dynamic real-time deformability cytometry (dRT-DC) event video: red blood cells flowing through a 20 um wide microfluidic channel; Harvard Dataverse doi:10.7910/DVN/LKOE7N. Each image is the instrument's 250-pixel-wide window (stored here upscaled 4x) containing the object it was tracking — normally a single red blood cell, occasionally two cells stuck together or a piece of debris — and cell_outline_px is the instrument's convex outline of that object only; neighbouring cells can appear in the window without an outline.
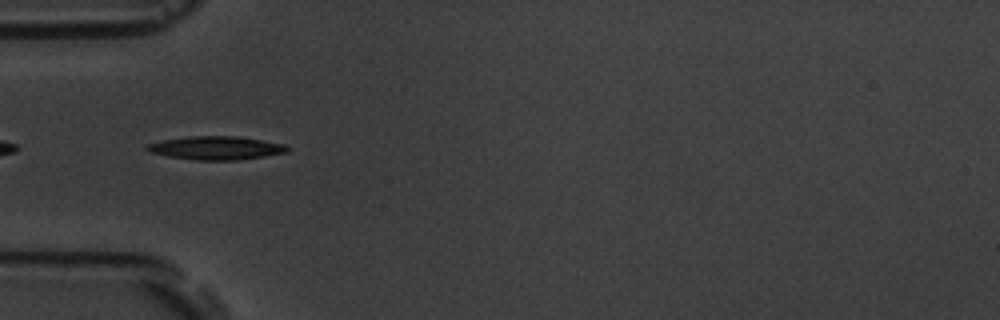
{"species": "common noctule bat (a hibernating species)", "species_latin": "Nyctalus noctula", "temperature_condition": "room temperature", "stored_images_in_passage": 4, "camera_frame_rate_fps": 3000, "um_per_image_px": 0.085, "animal": {"sex": "male", "body_mass_g": 19.5, "forearm_length_mm": 54.6}, "frame": {"image": 1, "passage_image": 3, "time_ms": 2.333, "image_size_px": [1000, 320], "cell_outline_px": [[288, 152], [240, 160], [196, 160], [168, 156], [152, 152], [144, 148], [148, 144], [164, 140], [188, 136], [236, 136], [284, 144], [288, 148]], "centroid_in_image_um": [18.37, 12.58], "position_along_channel_um": 66.6, "area_um2": 18.9}}
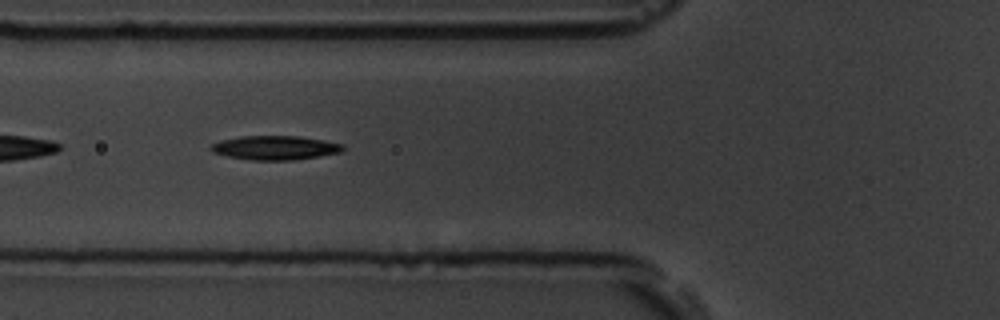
{"frame": {"image": 2, "passage_image": 4, "time_ms": 3.333, "image_size_px": [1000, 320], "cell_outline_px": [[344, 148], [340, 152], [320, 156], [292, 160], [252, 160], [228, 156], [212, 152], [208, 148], [212, 144], [224, 140], [240, 136], [300, 136], [324, 140], [344, 144]], "centroid_in_image_um": [23.4, 12.56], "position_along_channel_um": 102.4, "area_um2": 18.44}}